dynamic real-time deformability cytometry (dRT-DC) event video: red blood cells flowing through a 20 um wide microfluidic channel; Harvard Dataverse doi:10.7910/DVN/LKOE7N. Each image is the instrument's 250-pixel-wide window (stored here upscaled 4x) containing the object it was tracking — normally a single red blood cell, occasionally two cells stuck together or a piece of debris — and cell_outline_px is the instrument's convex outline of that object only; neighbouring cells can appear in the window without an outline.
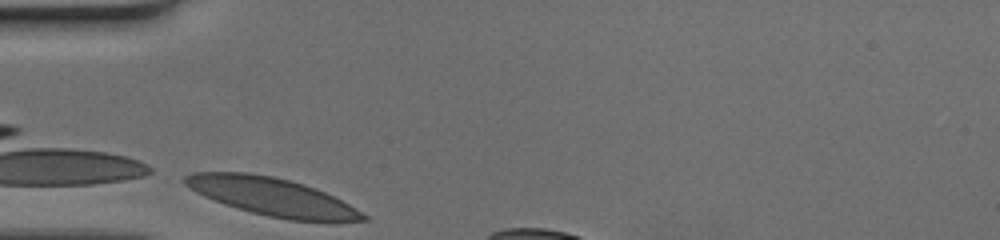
{"species": "human", "species_latin": "Homo sapiens", "temperature_condition": "cold", "stored_images_in_passage": 28, "camera_frame_rate_fps": 3000, "um_per_image_px": 0.085, "donor": {"sex": "female"}, "frame": {"image": 1, "passage_image": 1, "time_ms": 0.0, "image_size_px": [1000, 240], "cell_outline_px": [[368, 220], [340, 224], [328, 224], [288, 220], [268, 216], [252, 212], [224, 204], [204, 196], [196, 192], [184, 184], [184, 176], [192, 172], [248, 172], [272, 176], [304, 184], [324, 192], [348, 204], [368, 216]], "centroid_in_image_um": [23.21, 16.77], "position_along_channel_um": 61.8, "area_um2": 39.94}}
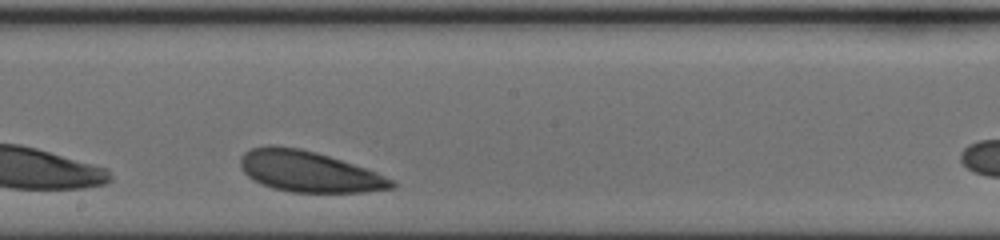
{"frame": {"image": 2, "passage_image": 14, "time_ms": 4.333, "image_size_px": [1000, 240], "cell_outline_px": [[396, 184], [392, 188], [368, 192], [292, 192], [272, 188], [248, 176], [244, 172], [240, 164], [240, 160], [244, 152], [252, 148], [300, 148], [316, 152], [364, 168], [392, 180]], "centroid_in_image_um": [26.27, 14.61], "position_along_channel_um": 221.9, "area_um2": 34.85}}
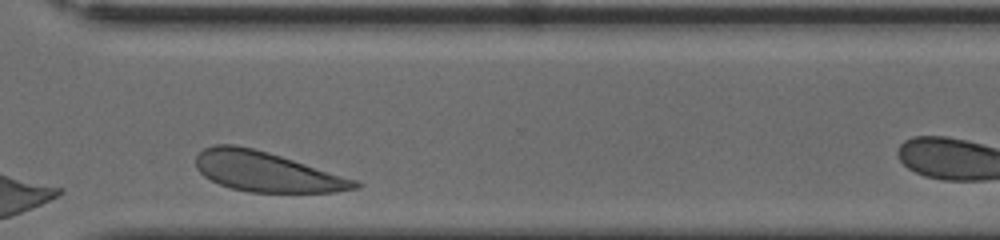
{"frame": {"image": 3, "passage_image": 24, "time_ms": 7.667, "image_size_px": [1000, 240], "cell_outline_px": [[364, 184], [360, 188], [336, 192], [248, 192], [232, 188], [220, 184], [204, 176], [196, 168], [196, 156], [204, 148], [216, 144], [232, 144], [252, 148], [268, 152], [356, 180]], "centroid_in_image_um": [22.66, 14.6], "position_along_channel_um": 347.9, "area_um2": 36.65}}